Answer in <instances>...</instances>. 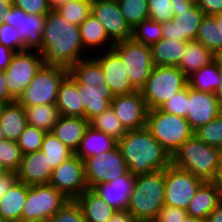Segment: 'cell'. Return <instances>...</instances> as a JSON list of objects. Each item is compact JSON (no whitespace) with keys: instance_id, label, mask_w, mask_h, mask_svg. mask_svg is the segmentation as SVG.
<instances>
[{"instance_id":"1","label":"cell","mask_w":222,"mask_h":222,"mask_svg":"<svg viewBox=\"0 0 222 222\" xmlns=\"http://www.w3.org/2000/svg\"><path fill=\"white\" fill-rule=\"evenodd\" d=\"M37 51L42 54L46 65L68 69L87 58L84 53L88 54L82 45L80 27L65 20L56 10H51L46 16L42 44Z\"/></svg>"},{"instance_id":"2","label":"cell","mask_w":222,"mask_h":222,"mask_svg":"<svg viewBox=\"0 0 222 222\" xmlns=\"http://www.w3.org/2000/svg\"><path fill=\"white\" fill-rule=\"evenodd\" d=\"M117 146L133 175L164 170L171 164L170 154L145 127L128 130Z\"/></svg>"},{"instance_id":"3","label":"cell","mask_w":222,"mask_h":222,"mask_svg":"<svg viewBox=\"0 0 222 222\" xmlns=\"http://www.w3.org/2000/svg\"><path fill=\"white\" fill-rule=\"evenodd\" d=\"M165 169L135 175L127 212L136 222H155L165 205Z\"/></svg>"},{"instance_id":"4","label":"cell","mask_w":222,"mask_h":222,"mask_svg":"<svg viewBox=\"0 0 222 222\" xmlns=\"http://www.w3.org/2000/svg\"><path fill=\"white\" fill-rule=\"evenodd\" d=\"M221 149L205 144L195 134L171 156V163L204 181H212L221 165Z\"/></svg>"},{"instance_id":"5","label":"cell","mask_w":222,"mask_h":222,"mask_svg":"<svg viewBox=\"0 0 222 222\" xmlns=\"http://www.w3.org/2000/svg\"><path fill=\"white\" fill-rule=\"evenodd\" d=\"M145 128L170 156L194 135V130L186 118L165 113L159 108L148 110Z\"/></svg>"},{"instance_id":"6","label":"cell","mask_w":222,"mask_h":222,"mask_svg":"<svg viewBox=\"0 0 222 222\" xmlns=\"http://www.w3.org/2000/svg\"><path fill=\"white\" fill-rule=\"evenodd\" d=\"M188 85L187 76L177 66H154L140 92L148 110L157 109Z\"/></svg>"},{"instance_id":"7","label":"cell","mask_w":222,"mask_h":222,"mask_svg":"<svg viewBox=\"0 0 222 222\" xmlns=\"http://www.w3.org/2000/svg\"><path fill=\"white\" fill-rule=\"evenodd\" d=\"M68 74L66 67L44 64L16 101L23 107L56 105L59 86Z\"/></svg>"},{"instance_id":"8","label":"cell","mask_w":222,"mask_h":222,"mask_svg":"<svg viewBox=\"0 0 222 222\" xmlns=\"http://www.w3.org/2000/svg\"><path fill=\"white\" fill-rule=\"evenodd\" d=\"M113 49L126 64V75L131 84L137 90H141L154 68L151 47L129 38L115 43Z\"/></svg>"},{"instance_id":"9","label":"cell","mask_w":222,"mask_h":222,"mask_svg":"<svg viewBox=\"0 0 222 222\" xmlns=\"http://www.w3.org/2000/svg\"><path fill=\"white\" fill-rule=\"evenodd\" d=\"M68 200L50 184L28 185L21 220L47 222Z\"/></svg>"},{"instance_id":"10","label":"cell","mask_w":222,"mask_h":222,"mask_svg":"<svg viewBox=\"0 0 222 222\" xmlns=\"http://www.w3.org/2000/svg\"><path fill=\"white\" fill-rule=\"evenodd\" d=\"M172 6L174 18L161 23L163 38L185 42L196 40L204 12L197 5L183 0H175Z\"/></svg>"},{"instance_id":"11","label":"cell","mask_w":222,"mask_h":222,"mask_svg":"<svg viewBox=\"0 0 222 222\" xmlns=\"http://www.w3.org/2000/svg\"><path fill=\"white\" fill-rule=\"evenodd\" d=\"M44 64L42 54L36 50L19 51L13 55L4 74L9 94L15 100L21 96Z\"/></svg>"},{"instance_id":"12","label":"cell","mask_w":222,"mask_h":222,"mask_svg":"<svg viewBox=\"0 0 222 222\" xmlns=\"http://www.w3.org/2000/svg\"><path fill=\"white\" fill-rule=\"evenodd\" d=\"M204 182L189 171L172 163L165 169L164 201L166 206L187 209L199 186Z\"/></svg>"},{"instance_id":"13","label":"cell","mask_w":222,"mask_h":222,"mask_svg":"<svg viewBox=\"0 0 222 222\" xmlns=\"http://www.w3.org/2000/svg\"><path fill=\"white\" fill-rule=\"evenodd\" d=\"M88 189L98 183H107L128 172L118 146L110 151L89 156L83 160Z\"/></svg>"},{"instance_id":"14","label":"cell","mask_w":222,"mask_h":222,"mask_svg":"<svg viewBox=\"0 0 222 222\" xmlns=\"http://www.w3.org/2000/svg\"><path fill=\"white\" fill-rule=\"evenodd\" d=\"M49 184L69 200H76L88 189L83 160L74 154L62 162L53 169Z\"/></svg>"},{"instance_id":"15","label":"cell","mask_w":222,"mask_h":222,"mask_svg":"<svg viewBox=\"0 0 222 222\" xmlns=\"http://www.w3.org/2000/svg\"><path fill=\"white\" fill-rule=\"evenodd\" d=\"M91 14L102 24L114 44L131 38L132 29L121 14L117 1L93 0Z\"/></svg>"},{"instance_id":"16","label":"cell","mask_w":222,"mask_h":222,"mask_svg":"<svg viewBox=\"0 0 222 222\" xmlns=\"http://www.w3.org/2000/svg\"><path fill=\"white\" fill-rule=\"evenodd\" d=\"M47 15L26 14L22 9L12 6L5 21L17 28L25 50H38L42 44V33Z\"/></svg>"},{"instance_id":"17","label":"cell","mask_w":222,"mask_h":222,"mask_svg":"<svg viewBox=\"0 0 222 222\" xmlns=\"http://www.w3.org/2000/svg\"><path fill=\"white\" fill-rule=\"evenodd\" d=\"M102 54L92 55V57L100 64L106 82L114 96L126 95L137 91L131 84L128 75H126L125 63L120 55L112 48H104Z\"/></svg>"},{"instance_id":"18","label":"cell","mask_w":222,"mask_h":222,"mask_svg":"<svg viewBox=\"0 0 222 222\" xmlns=\"http://www.w3.org/2000/svg\"><path fill=\"white\" fill-rule=\"evenodd\" d=\"M111 107L127 131L145 127L148 109L140 90L114 96Z\"/></svg>"},{"instance_id":"19","label":"cell","mask_w":222,"mask_h":222,"mask_svg":"<svg viewBox=\"0 0 222 222\" xmlns=\"http://www.w3.org/2000/svg\"><path fill=\"white\" fill-rule=\"evenodd\" d=\"M188 99L185 118L194 131L212 121L222 111L215 93L198 91L188 86Z\"/></svg>"},{"instance_id":"20","label":"cell","mask_w":222,"mask_h":222,"mask_svg":"<svg viewBox=\"0 0 222 222\" xmlns=\"http://www.w3.org/2000/svg\"><path fill=\"white\" fill-rule=\"evenodd\" d=\"M135 175L128 171L107 183H98L91 190L116 211H126L133 191Z\"/></svg>"},{"instance_id":"21","label":"cell","mask_w":222,"mask_h":222,"mask_svg":"<svg viewBox=\"0 0 222 222\" xmlns=\"http://www.w3.org/2000/svg\"><path fill=\"white\" fill-rule=\"evenodd\" d=\"M52 172L53 168L48 163L44 153L40 150L23 154L16 174L19 181L32 186L49 184Z\"/></svg>"},{"instance_id":"22","label":"cell","mask_w":222,"mask_h":222,"mask_svg":"<svg viewBox=\"0 0 222 222\" xmlns=\"http://www.w3.org/2000/svg\"><path fill=\"white\" fill-rule=\"evenodd\" d=\"M77 88L81 93L85 119L88 121L111 106L114 95L108 85L93 87L92 85H81L77 82Z\"/></svg>"},{"instance_id":"23","label":"cell","mask_w":222,"mask_h":222,"mask_svg":"<svg viewBox=\"0 0 222 222\" xmlns=\"http://www.w3.org/2000/svg\"><path fill=\"white\" fill-rule=\"evenodd\" d=\"M56 106L60 116L85 118L81 93L77 88V81L68 74L61 82L58 90Z\"/></svg>"},{"instance_id":"24","label":"cell","mask_w":222,"mask_h":222,"mask_svg":"<svg viewBox=\"0 0 222 222\" xmlns=\"http://www.w3.org/2000/svg\"><path fill=\"white\" fill-rule=\"evenodd\" d=\"M222 201L217 187L212 181H204L191 199L186 212L189 216L205 220Z\"/></svg>"},{"instance_id":"25","label":"cell","mask_w":222,"mask_h":222,"mask_svg":"<svg viewBox=\"0 0 222 222\" xmlns=\"http://www.w3.org/2000/svg\"><path fill=\"white\" fill-rule=\"evenodd\" d=\"M88 126L89 121L83 117L60 116L52 133L75 152Z\"/></svg>"},{"instance_id":"26","label":"cell","mask_w":222,"mask_h":222,"mask_svg":"<svg viewBox=\"0 0 222 222\" xmlns=\"http://www.w3.org/2000/svg\"><path fill=\"white\" fill-rule=\"evenodd\" d=\"M0 126L5 139L17 141L27 126L25 108L17 101L1 105Z\"/></svg>"},{"instance_id":"27","label":"cell","mask_w":222,"mask_h":222,"mask_svg":"<svg viewBox=\"0 0 222 222\" xmlns=\"http://www.w3.org/2000/svg\"><path fill=\"white\" fill-rule=\"evenodd\" d=\"M27 195L28 185L17 180L0 198V218L8 222L21 220Z\"/></svg>"},{"instance_id":"28","label":"cell","mask_w":222,"mask_h":222,"mask_svg":"<svg viewBox=\"0 0 222 222\" xmlns=\"http://www.w3.org/2000/svg\"><path fill=\"white\" fill-rule=\"evenodd\" d=\"M76 202L80 205L86 222H108L117 212L91 189L85 190Z\"/></svg>"},{"instance_id":"29","label":"cell","mask_w":222,"mask_h":222,"mask_svg":"<svg viewBox=\"0 0 222 222\" xmlns=\"http://www.w3.org/2000/svg\"><path fill=\"white\" fill-rule=\"evenodd\" d=\"M116 146L117 140L114 137L95 130L89 125L74 154L81 160H84L89 156H95L110 151Z\"/></svg>"},{"instance_id":"30","label":"cell","mask_w":222,"mask_h":222,"mask_svg":"<svg viewBox=\"0 0 222 222\" xmlns=\"http://www.w3.org/2000/svg\"><path fill=\"white\" fill-rule=\"evenodd\" d=\"M185 41L162 38L151 47L154 66H178L186 50Z\"/></svg>"},{"instance_id":"31","label":"cell","mask_w":222,"mask_h":222,"mask_svg":"<svg viewBox=\"0 0 222 222\" xmlns=\"http://www.w3.org/2000/svg\"><path fill=\"white\" fill-rule=\"evenodd\" d=\"M214 59L215 55L199 41H187L186 50L177 67L189 77L193 72L208 65Z\"/></svg>"},{"instance_id":"32","label":"cell","mask_w":222,"mask_h":222,"mask_svg":"<svg viewBox=\"0 0 222 222\" xmlns=\"http://www.w3.org/2000/svg\"><path fill=\"white\" fill-rule=\"evenodd\" d=\"M88 56L71 66L69 74L81 85H108L100 64L89 54Z\"/></svg>"},{"instance_id":"33","label":"cell","mask_w":222,"mask_h":222,"mask_svg":"<svg viewBox=\"0 0 222 222\" xmlns=\"http://www.w3.org/2000/svg\"><path fill=\"white\" fill-rule=\"evenodd\" d=\"M79 27L82 45L87 53L90 48L91 50L94 49L93 47L98 49V46L103 48L102 46H106V44L108 50L113 48L114 43L109 39L102 24L92 14H90Z\"/></svg>"},{"instance_id":"34","label":"cell","mask_w":222,"mask_h":222,"mask_svg":"<svg viewBox=\"0 0 222 222\" xmlns=\"http://www.w3.org/2000/svg\"><path fill=\"white\" fill-rule=\"evenodd\" d=\"M188 79V86L202 92L215 93L220 85L219 63L216 59L193 72Z\"/></svg>"},{"instance_id":"35","label":"cell","mask_w":222,"mask_h":222,"mask_svg":"<svg viewBox=\"0 0 222 222\" xmlns=\"http://www.w3.org/2000/svg\"><path fill=\"white\" fill-rule=\"evenodd\" d=\"M27 116V125L34 126L46 133L52 132L60 114L56 105L44 104L24 107Z\"/></svg>"},{"instance_id":"36","label":"cell","mask_w":222,"mask_h":222,"mask_svg":"<svg viewBox=\"0 0 222 222\" xmlns=\"http://www.w3.org/2000/svg\"><path fill=\"white\" fill-rule=\"evenodd\" d=\"M196 41H199L205 48L214 55L222 50V32L220 25L216 24L213 16L205 15L200 23Z\"/></svg>"},{"instance_id":"37","label":"cell","mask_w":222,"mask_h":222,"mask_svg":"<svg viewBox=\"0 0 222 222\" xmlns=\"http://www.w3.org/2000/svg\"><path fill=\"white\" fill-rule=\"evenodd\" d=\"M41 151L53 169L74 155V151L63 144L52 132L44 135Z\"/></svg>"},{"instance_id":"38","label":"cell","mask_w":222,"mask_h":222,"mask_svg":"<svg viewBox=\"0 0 222 222\" xmlns=\"http://www.w3.org/2000/svg\"><path fill=\"white\" fill-rule=\"evenodd\" d=\"M89 125L95 130L114 137L116 140L121 139L127 132L111 106L100 115L92 118Z\"/></svg>"},{"instance_id":"39","label":"cell","mask_w":222,"mask_h":222,"mask_svg":"<svg viewBox=\"0 0 222 222\" xmlns=\"http://www.w3.org/2000/svg\"><path fill=\"white\" fill-rule=\"evenodd\" d=\"M121 14L133 29L143 20L149 19L148 0H117Z\"/></svg>"},{"instance_id":"40","label":"cell","mask_w":222,"mask_h":222,"mask_svg":"<svg viewBox=\"0 0 222 222\" xmlns=\"http://www.w3.org/2000/svg\"><path fill=\"white\" fill-rule=\"evenodd\" d=\"M93 0H71L56 9L70 23L80 24L92 13Z\"/></svg>"},{"instance_id":"41","label":"cell","mask_w":222,"mask_h":222,"mask_svg":"<svg viewBox=\"0 0 222 222\" xmlns=\"http://www.w3.org/2000/svg\"><path fill=\"white\" fill-rule=\"evenodd\" d=\"M131 38L145 46L152 47L163 38L161 23L151 19L143 20L132 29Z\"/></svg>"},{"instance_id":"42","label":"cell","mask_w":222,"mask_h":222,"mask_svg":"<svg viewBox=\"0 0 222 222\" xmlns=\"http://www.w3.org/2000/svg\"><path fill=\"white\" fill-rule=\"evenodd\" d=\"M194 134L205 144L222 147V111L212 121L194 131Z\"/></svg>"},{"instance_id":"43","label":"cell","mask_w":222,"mask_h":222,"mask_svg":"<svg viewBox=\"0 0 222 222\" xmlns=\"http://www.w3.org/2000/svg\"><path fill=\"white\" fill-rule=\"evenodd\" d=\"M22 152L16 141H0V163L7 171H17L22 160Z\"/></svg>"},{"instance_id":"44","label":"cell","mask_w":222,"mask_h":222,"mask_svg":"<svg viewBox=\"0 0 222 222\" xmlns=\"http://www.w3.org/2000/svg\"><path fill=\"white\" fill-rule=\"evenodd\" d=\"M45 134V131L34 126L27 125L19 139L16 141L22 154L40 151Z\"/></svg>"},{"instance_id":"45","label":"cell","mask_w":222,"mask_h":222,"mask_svg":"<svg viewBox=\"0 0 222 222\" xmlns=\"http://www.w3.org/2000/svg\"><path fill=\"white\" fill-rule=\"evenodd\" d=\"M175 0H148L149 19L159 23L171 21L174 18L172 2Z\"/></svg>"},{"instance_id":"46","label":"cell","mask_w":222,"mask_h":222,"mask_svg":"<svg viewBox=\"0 0 222 222\" xmlns=\"http://www.w3.org/2000/svg\"><path fill=\"white\" fill-rule=\"evenodd\" d=\"M47 222H86V220L76 200H68Z\"/></svg>"},{"instance_id":"47","label":"cell","mask_w":222,"mask_h":222,"mask_svg":"<svg viewBox=\"0 0 222 222\" xmlns=\"http://www.w3.org/2000/svg\"><path fill=\"white\" fill-rule=\"evenodd\" d=\"M188 85L172 98L167 100L159 109L165 113H171L185 118L188 106Z\"/></svg>"},{"instance_id":"48","label":"cell","mask_w":222,"mask_h":222,"mask_svg":"<svg viewBox=\"0 0 222 222\" xmlns=\"http://www.w3.org/2000/svg\"><path fill=\"white\" fill-rule=\"evenodd\" d=\"M0 44L15 52L24 51V43L21 41L17 28L4 22L0 23Z\"/></svg>"},{"instance_id":"49","label":"cell","mask_w":222,"mask_h":222,"mask_svg":"<svg viewBox=\"0 0 222 222\" xmlns=\"http://www.w3.org/2000/svg\"><path fill=\"white\" fill-rule=\"evenodd\" d=\"M13 6L26 14L48 15L52 10L49 0H14Z\"/></svg>"},{"instance_id":"50","label":"cell","mask_w":222,"mask_h":222,"mask_svg":"<svg viewBox=\"0 0 222 222\" xmlns=\"http://www.w3.org/2000/svg\"><path fill=\"white\" fill-rule=\"evenodd\" d=\"M187 215L185 209L164 205L159 211L156 222H182Z\"/></svg>"},{"instance_id":"51","label":"cell","mask_w":222,"mask_h":222,"mask_svg":"<svg viewBox=\"0 0 222 222\" xmlns=\"http://www.w3.org/2000/svg\"><path fill=\"white\" fill-rule=\"evenodd\" d=\"M207 16L222 12V0H197L196 4Z\"/></svg>"},{"instance_id":"52","label":"cell","mask_w":222,"mask_h":222,"mask_svg":"<svg viewBox=\"0 0 222 222\" xmlns=\"http://www.w3.org/2000/svg\"><path fill=\"white\" fill-rule=\"evenodd\" d=\"M18 180L15 171H7L0 177V198L12 187Z\"/></svg>"},{"instance_id":"53","label":"cell","mask_w":222,"mask_h":222,"mask_svg":"<svg viewBox=\"0 0 222 222\" xmlns=\"http://www.w3.org/2000/svg\"><path fill=\"white\" fill-rule=\"evenodd\" d=\"M16 100L9 94L4 71H0V104H9Z\"/></svg>"},{"instance_id":"54","label":"cell","mask_w":222,"mask_h":222,"mask_svg":"<svg viewBox=\"0 0 222 222\" xmlns=\"http://www.w3.org/2000/svg\"><path fill=\"white\" fill-rule=\"evenodd\" d=\"M16 52L0 44V71H4L11 63L12 57Z\"/></svg>"},{"instance_id":"55","label":"cell","mask_w":222,"mask_h":222,"mask_svg":"<svg viewBox=\"0 0 222 222\" xmlns=\"http://www.w3.org/2000/svg\"><path fill=\"white\" fill-rule=\"evenodd\" d=\"M14 0H0V23L5 21L9 15V9L13 6Z\"/></svg>"},{"instance_id":"56","label":"cell","mask_w":222,"mask_h":222,"mask_svg":"<svg viewBox=\"0 0 222 222\" xmlns=\"http://www.w3.org/2000/svg\"><path fill=\"white\" fill-rule=\"evenodd\" d=\"M108 222H136L127 211H117Z\"/></svg>"},{"instance_id":"57","label":"cell","mask_w":222,"mask_h":222,"mask_svg":"<svg viewBox=\"0 0 222 222\" xmlns=\"http://www.w3.org/2000/svg\"><path fill=\"white\" fill-rule=\"evenodd\" d=\"M204 222H222V201L219 205L209 214Z\"/></svg>"},{"instance_id":"58","label":"cell","mask_w":222,"mask_h":222,"mask_svg":"<svg viewBox=\"0 0 222 222\" xmlns=\"http://www.w3.org/2000/svg\"><path fill=\"white\" fill-rule=\"evenodd\" d=\"M212 182L217 187L222 198V162Z\"/></svg>"},{"instance_id":"59","label":"cell","mask_w":222,"mask_h":222,"mask_svg":"<svg viewBox=\"0 0 222 222\" xmlns=\"http://www.w3.org/2000/svg\"><path fill=\"white\" fill-rule=\"evenodd\" d=\"M69 1L71 0H49V4L52 10H56L57 8H59L60 6L64 5Z\"/></svg>"},{"instance_id":"60","label":"cell","mask_w":222,"mask_h":222,"mask_svg":"<svg viewBox=\"0 0 222 222\" xmlns=\"http://www.w3.org/2000/svg\"><path fill=\"white\" fill-rule=\"evenodd\" d=\"M220 70V85L218 89L215 91V95L219 100L220 104L222 105V67H219Z\"/></svg>"},{"instance_id":"61","label":"cell","mask_w":222,"mask_h":222,"mask_svg":"<svg viewBox=\"0 0 222 222\" xmlns=\"http://www.w3.org/2000/svg\"><path fill=\"white\" fill-rule=\"evenodd\" d=\"M213 17H214V19L216 21V24L220 25L221 32H222V12L215 14Z\"/></svg>"},{"instance_id":"62","label":"cell","mask_w":222,"mask_h":222,"mask_svg":"<svg viewBox=\"0 0 222 222\" xmlns=\"http://www.w3.org/2000/svg\"><path fill=\"white\" fill-rule=\"evenodd\" d=\"M182 222H204V221L201 219L195 218L193 216L187 215Z\"/></svg>"},{"instance_id":"63","label":"cell","mask_w":222,"mask_h":222,"mask_svg":"<svg viewBox=\"0 0 222 222\" xmlns=\"http://www.w3.org/2000/svg\"><path fill=\"white\" fill-rule=\"evenodd\" d=\"M215 59L219 63V67H222V50L215 55Z\"/></svg>"},{"instance_id":"64","label":"cell","mask_w":222,"mask_h":222,"mask_svg":"<svg viewBox=\"0 0 222 222\" xmlns=\"http://www.w3.org/2000/svg\"><path fill=\"white\" fill-rule=\"evenodd\" d=\"M7 172V170L1 165L0 163V177L5 173Z\"/></svg>"},{"instance_id":"65","label":"cell","mask_w":222,"mask_h":222,"mask_svg":"<svg viewBox=\"0 0 222 222\" xmlns=\"http://www.w3.org/2000/svg\"><path fill=\"white\" fill-rule=\"evenodd\" d=\"M4 139H5V136H4V133H3L1 126H0V141H2Z\"/></svg>"},{"instance_id":"66","label":"cell","mask_w":222,"mask_h":222,"mask_svg":"<svg viewBox=\"0 0 222 222\" xmlns=\"http://www.w3.org/2000/svg\"><path fill=\"white\" fill-rule=\"evenodd\" d=\"M183 1H186L188 3H192V4H197V0H183Z\"/></svg>"},{"instance_id":"67","label":"cell","mask_w":222,"mask_h":222,"mask_svg":"<svg viewBox=\"0 0 222 222\" xmlns=\"http://www.w3.org/2000/svg\"><path fill=\"white\" fill-rule=\"evenodd\" d=\"M17 222H45V221H25V220H19Z\"/></svg>"},{"instance_id":"68","label":"cell","mask_w":222,"mask_h":222,"mask_svg":"<svg viewBox=\"0 0 222 222\" xmlns=\"http://www.w3.org/2000/svg\"><path fill=\"white\" fill-rule=\"evenodd\" d=\"M0 222H8V221H6V220H3V219H1V218H0Z\"/></svg>"}]
</instances>
